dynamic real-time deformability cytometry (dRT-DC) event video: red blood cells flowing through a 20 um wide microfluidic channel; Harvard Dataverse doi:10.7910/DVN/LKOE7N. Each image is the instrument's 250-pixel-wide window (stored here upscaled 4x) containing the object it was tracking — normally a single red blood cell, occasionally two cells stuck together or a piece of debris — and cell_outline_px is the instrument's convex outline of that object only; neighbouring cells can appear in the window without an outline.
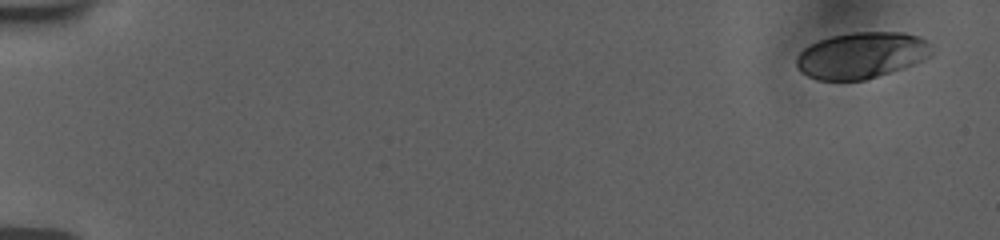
{"species": "human", "species_latin": "Homo sapiens", "temperature_condition": "room temperature", "stored_images_in_passage": 7, "camera_frame_rate_fps": 3000, "um_per_image_px": 0.085, "donor": {"sex": "female"}, "frame": {"image": 1, "passage_image": 1, "time_ms": 0.0, "image_size_px": [1000, 240], "cell_outline_px": [[932, 56], [924, 60], [864, 80], [816, 80], [800, 72], [796, 68], [796, 56], [804, 48], [820, 40], [832, 36], [852, 32], [904, 32], [920, 36], [928, 44], [932, 52]], "centroid_in_image_um": [73.2, 4.7], "position_along_channel_um": 11.8, "area_um2": 36.3}}
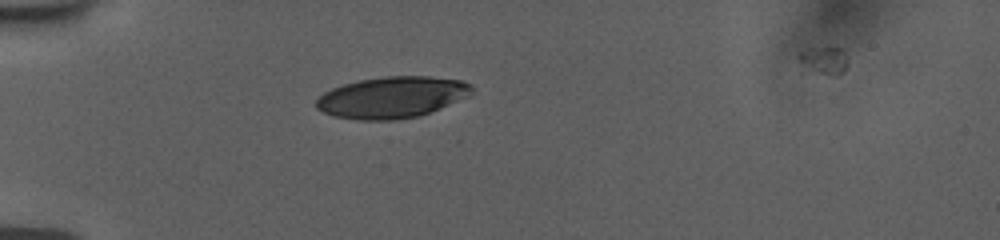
{"frame": {"image": 2, "passage_image": 6, "time_ms": 5.0, "image_size_px": [1000, 240], "cell_outline_px": [[472, 92], [468, 96], [440, 108], [420, 116], [392, 120], [356, 120], [332, 116], [316, 108], [316, 100], [324, 92], [332, 88], [344, 84], [360, 80], [384, 76], [428, 76], [460, 80], [472, 84]], "centroid_in_image_um": [33.3, 8.27], "position_along_channel_um": 51.7, "area_um2": 37.51}}